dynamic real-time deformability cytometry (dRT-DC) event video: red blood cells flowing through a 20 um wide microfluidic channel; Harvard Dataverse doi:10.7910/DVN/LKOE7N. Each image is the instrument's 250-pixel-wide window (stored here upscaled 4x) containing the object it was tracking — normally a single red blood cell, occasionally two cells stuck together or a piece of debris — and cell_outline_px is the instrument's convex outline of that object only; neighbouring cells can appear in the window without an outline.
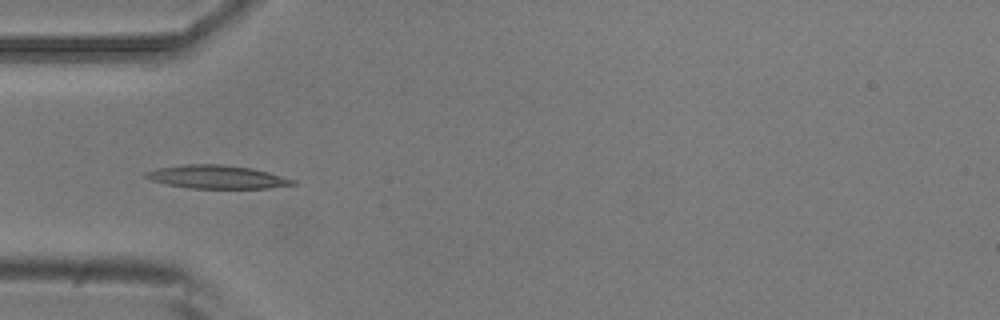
{"species": "common noctule bat (a hibernating species)", "species_latin": "Nyctalus noctula", "temperature_condition": "room temperature", "stored_images_in_passage": 6, "camera_frame_rate_fps": 3000, "um_per_image_px": 0.085, "animal": {"sex": "male", "body_mass_g": 20.5, "forearm_length_mm": 52.5}, "frame": {"image": 1, "passage_image": 4, "time_ms": 1.0, "image_size_px": [1000, 320], "cell_outline_px": [[296, 184], [268, 188], [188, 188], [168, 184], [152, 180], [144, 176], [144, 172], [156, 168], [184, 164], [220, 164], [252, 168], [268, 172], [296, 180]], "centroid_in_image_um": [18.43, 15.03], "position_along_channel_um": 66.6, "area_um2": 19.88}}
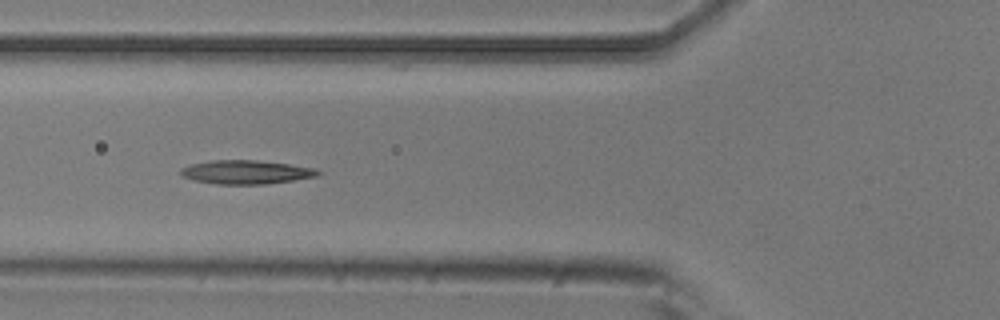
{"frame": {"image": 2, "passage_image": 5, "time_ms": 1.333, "image_size_px": [1000, 320], "cell_outline_px": [[324, 172], [316, 176], [292, 180], [264, 184], [216, 184], [192, 180], [180, 176], [180, 168], [192, 164], [212, 160], [256, 160], [288, 164], [316, 168]], "centroid_in_image_um": [20.89, 14.63], "position_along_channel_um": 104.9, "area_um2": 19.02}}
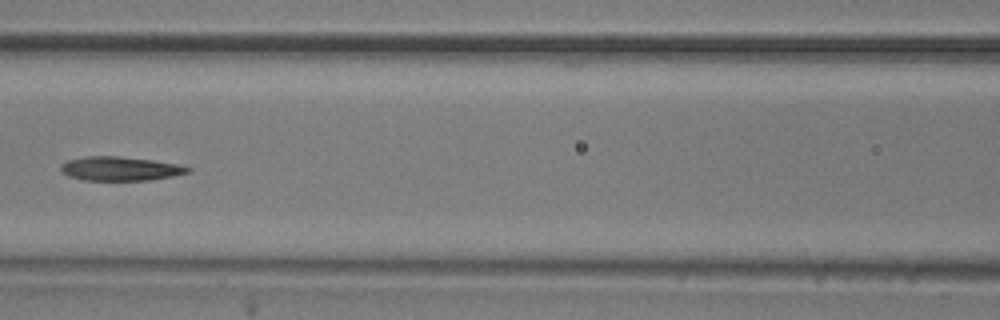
{"frame": {"image": 3, "passage_image": 6, "time_ms": 1.667, "image_size_px": [1000, 320], "cell_outline_px": [[192, 172], [152, 180], [84, 180], [68, 176], [60, 172], [60, 164], [68, 160], [84, 156], [120, 156], [152, 160], [176, 164], [192, 168]], "centroid_in_image_um": [10.19, 14.33], "position_along_channel_um": 156.4, "area_um2": 17.92}}